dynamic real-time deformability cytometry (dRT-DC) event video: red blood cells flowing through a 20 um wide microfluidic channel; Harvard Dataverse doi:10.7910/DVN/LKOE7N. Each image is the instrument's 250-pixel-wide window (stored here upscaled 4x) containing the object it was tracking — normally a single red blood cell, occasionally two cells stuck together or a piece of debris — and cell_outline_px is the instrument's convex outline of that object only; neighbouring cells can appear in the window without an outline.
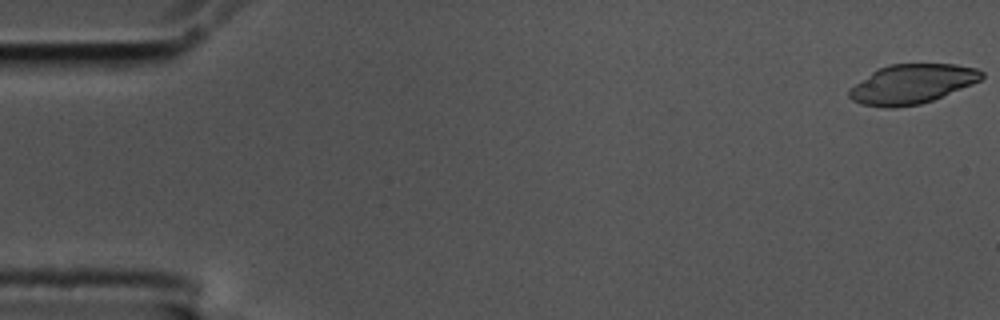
{"species": "common noctule bat (a hibernating species)", "species_latin": "Nyctalus noctula", "temperature_condition": "cold", "stored_images_in_passage": 56, "camera_frame_rate_fps": 3000, "um_per_image_px": 0.085, "animal": {"sex": "male", "body_mass_g": 17.5, "forearm_length_mm": 52.3}, "frame": {"image": 1, "passage_image": 1, "time_ms": 0.0, "image_size_px": [1000, 320], "cell_outline_px": [[984, 76], [980, 80], [972, 84], [932, 100], [920, 104], [896, 108], [884, 108], [860, 104], [852, 100], [848, 96], [848, 92], [856, 84], [872, 72], [888, 64], [956, 64], [976, 68], [984, 72]], "centroid_in_image_um": [77.52, 7.15], "position_along_channel_um": 7.5, "area_um2": 30.29}}
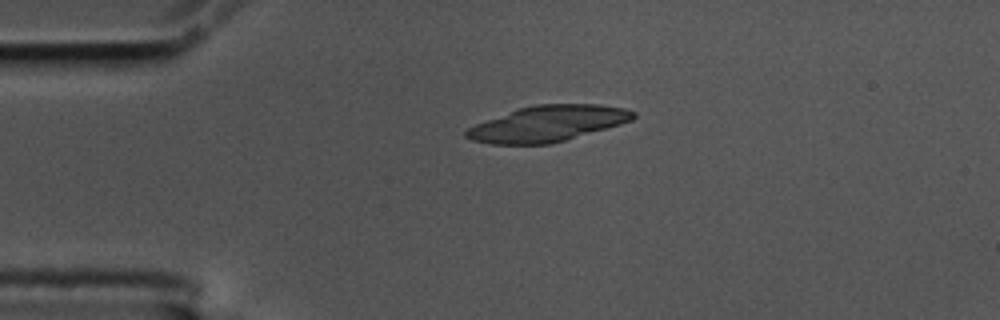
{"frame": {"image": 2, "passage_image": 13, "time_ms": 4.0, "image_size_px": [1000, 320], "cell_outline_px": [[636, 116], [632, 120], [620, 124], [564, 140], [548, 144], [492, 144], [472, 140], [464, 136], [464, 132], [468, 128], [476, 124], [516, 108], [536, 104], [600, 104], [624, 108], [636, 112]], "centroid_in_image_um": [46.54, 10.49], "position_along_channel_um": 38.5, "area_um2": 34.68}}